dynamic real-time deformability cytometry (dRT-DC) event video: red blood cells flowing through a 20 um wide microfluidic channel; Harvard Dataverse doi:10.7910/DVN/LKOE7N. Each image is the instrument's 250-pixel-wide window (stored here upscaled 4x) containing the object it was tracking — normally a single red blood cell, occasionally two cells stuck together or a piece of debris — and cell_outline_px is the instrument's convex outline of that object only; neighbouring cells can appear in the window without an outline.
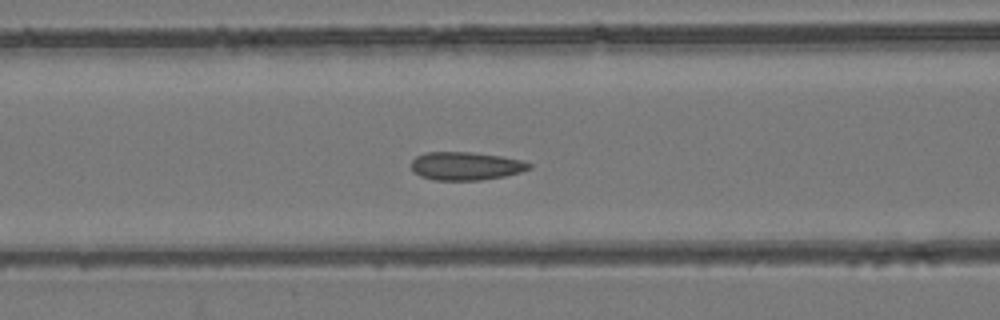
{"species": "common noctule bat (a hibernating species)", "species_latin": "Nyctalus noctula", "temperature_condition": "room temperature", "stored_images_in_passage": 54, "camera_frame_rate_fps": 3000, "um_per_image_px": 0.085, "animal": {"sex": "female", "body_mass_g": 24.6, "forearm_length_mm": 56.2}, "frame": {"image": 1, "passage_image": 23, "time_ms": 7.333, "image_size_px": [1000, 320], "cell_outline_px": [[532, 168], [520, 172], [504, 176], [480, 180], [436, 180], [420, 176], [412, 168], [412, 160], [416, 156], [424, 152], [472, 152], [500, 156], [524, 160], [532, 164]], "centroid_in_image_um": [39.62, 14.1], "position_along_channel_um": 127.0, "area_um2": 19.36}}
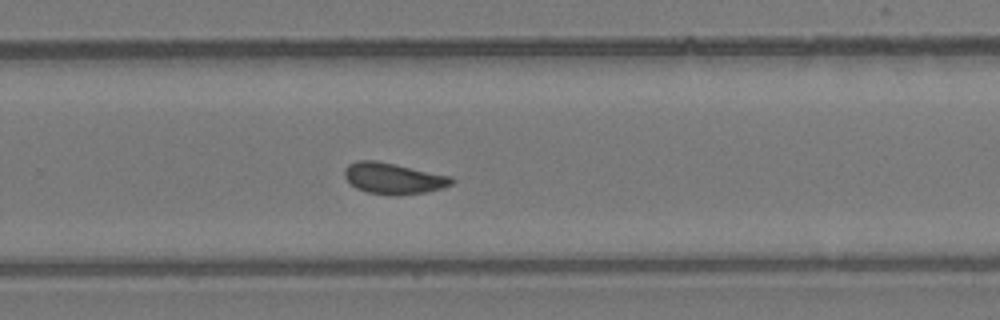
{"frame": {"image": 2, "passage_image": 36, "time_ms": 11.667, "image_size_px": [1000, 320], "cell_outline_px": [[456, 180], [452, 184], [440, 188], [424, 192], [396, 196], [392, 196], [364, 192], [356, 188], [344, 176], [344, 168], [348, 164], [356, 160], [376, 160], [396, 164], [452, 176]], "centroid_in_image_um": [33.42, 15.16], "position_along_channel_um": 296.4, "area_um2": 19.65}}
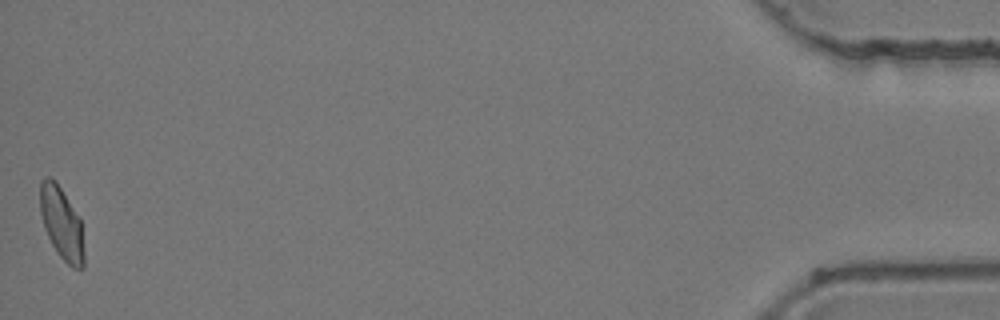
{"frame": {"image": 3, "passage_image": 54, "time_ms": 17.667, "image_size_px": [1000, 320], "cell_outline_px": [[84, 268], [72, 268], [56, 252], [44, 228], [40, 212], [40, 180], [44, 176], [48, 176], [56, 180], [80, 220], [84, 252]], "centroid_in_image_um": [5.22, 18.97], "position_along_channel_um": 430.0, "area_um2": 18.44}, "authors_computed_cell_mechanics": {"area_um2": 19.4208, "velocity_mm_per_s": 3.916, "shape_relaxation_time_tau1_ms": null, "shape_relaxation_time_tau2_ms": 1.1536, "deformation_change_tau1": null, "deformation_change_tau2": 0.0586}}